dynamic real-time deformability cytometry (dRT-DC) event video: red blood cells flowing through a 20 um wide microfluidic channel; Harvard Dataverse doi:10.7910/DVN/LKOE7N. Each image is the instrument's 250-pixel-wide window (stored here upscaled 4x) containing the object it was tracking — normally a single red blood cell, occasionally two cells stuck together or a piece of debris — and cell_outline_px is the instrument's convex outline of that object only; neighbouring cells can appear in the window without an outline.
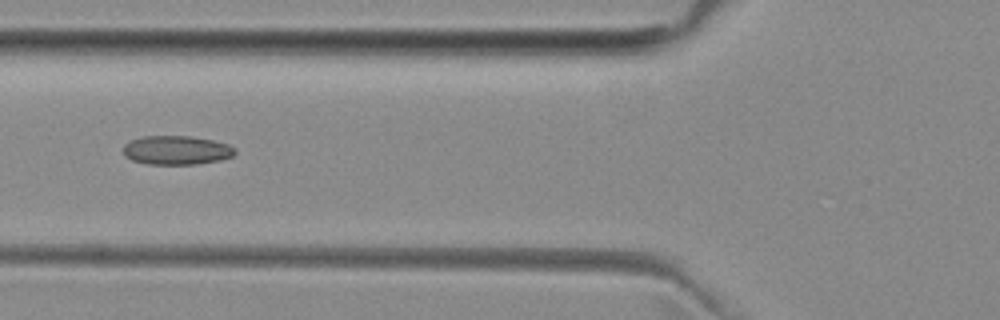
{"species": "common noctule bat (a hibernating species)", "species_latin": "Nyctalus noctula", "temperature_condition": "room temperature", "stored_images_in_passage": 6, "camera_frame_rate_fps": 3000, "um_per_image_px": 0.085, "animal": {"sex": "female", "body_mass_g": 29.2, "forearm_length_mm": 56.3}, "frame": {"image": 1, "passage_image": 6, "time_ms": 5.667, "image_size_px": [1000, 320], "cell_outline_px": [[236, 152], [232, 156], [220, 160], [196, 164], [148, 164], [132, 160], [124, 156], [124, 144], [132, 140], [144, 136], [192, 136], [212, 140], [228, 144], [236, 148]], "centroid_in_image_um": [15.02, 12.76], "position_along_channel_um": 110.8, "area_um2": 18.84}}